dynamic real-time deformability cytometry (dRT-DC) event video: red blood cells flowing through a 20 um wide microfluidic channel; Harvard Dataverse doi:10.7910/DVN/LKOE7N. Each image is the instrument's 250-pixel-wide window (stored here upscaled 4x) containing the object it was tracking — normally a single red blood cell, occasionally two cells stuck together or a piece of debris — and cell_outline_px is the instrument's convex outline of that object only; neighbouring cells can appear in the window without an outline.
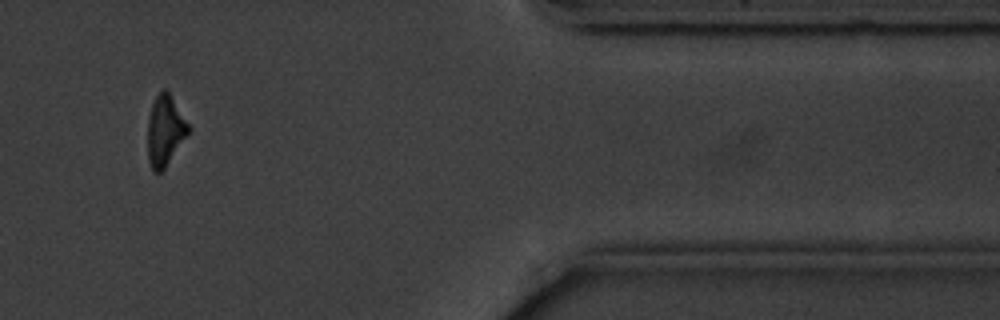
{"species": "common noctule bat (a hibernating species)", "species_latin": "Nyctalus noctula", "temperature_condition": "cold", "stored_images_in_passage": 17, "camera_frame_rate_fps": 3000, "um_per_image_px": 0.085, "animal": {"sex": "male", "body_mass_g": 20.1, "forearm_length_mm": 53.5}, "frame": {"image": 1, "passage_image": 15, "time_ms": 17.0, "image_size_px": [1000, 320], "cell_outline_px": [[192, 132], [164, 168], [160, 172], [152, 172], [148, 160], [148, 120], [152, 104], [156, 96], [164, 88], [168, 92], [192, 128]], "centroid_in_image_um": [14.06, 11.14], "position_along_channel_um": 397.3, "area_um2": 16.88}, "authors_computed_cell_mechanics": {"area_um2": 19.3052, "velocity_mm_per_s": 3.587, "shape_relaxation_time_tau1_ms": 7.7385, "shape_relaxation_time_tau2_ms": null, "deformation_change_tau1": null, "deformation_change_tau2": null}}